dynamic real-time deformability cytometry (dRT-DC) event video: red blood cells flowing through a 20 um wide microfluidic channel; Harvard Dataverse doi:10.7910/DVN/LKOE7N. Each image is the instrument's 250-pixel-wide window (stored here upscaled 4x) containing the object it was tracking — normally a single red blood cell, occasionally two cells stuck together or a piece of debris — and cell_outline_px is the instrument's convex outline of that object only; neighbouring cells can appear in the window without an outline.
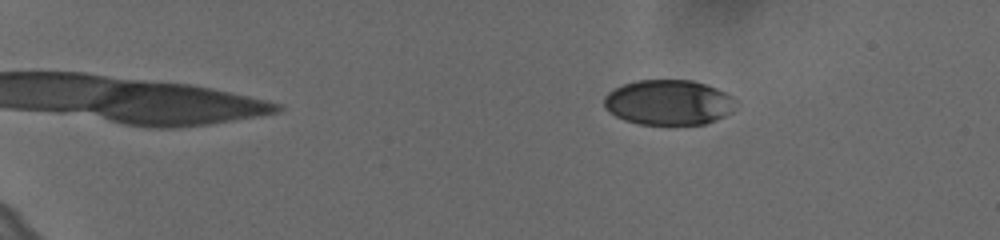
{"species": "human", "species_latin": "Homo sapiens", "temperature_condition": "cold", "stored_images_in_passage": 53, "camera_frame_rate_fps": 3000, "um_per_image_px": 0.085, "donor": {"sex": "female"}, "frame": {"image": 1, "passage_image": 4, "time_ms": 1.0, "image_size_px": [1000, 240], "cell_outline_px": [[732, 112], [716, 120], [704, 124], [640, 124], [624, 120], [616, 116], [604, 104], [604, 96], [608, 92], [624, 84], [636, 80], [692, 80], [716, 88], [732, 96]], "centroid_in_image_um": [56.81, 8.7], "position_along_channel_um": 28.2, "area_um2": 34.22}}
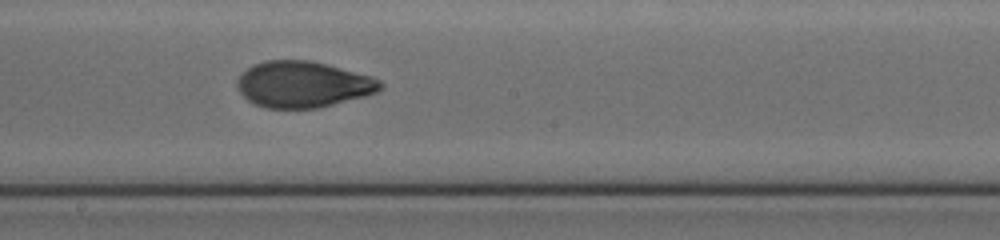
{"frame": {"image": 2, "passage_image": 30, "time_ms": 9.667, "image_size_px": [1000, 240], "cell_outline_px": [[384, 84], [376, 92], [364, 96], [316, 108], [268, 108], [256, 104], [248, 100], [236, 88], [236, 80], [252, 64], [264, 60], [312, 60], [328, 64], [372, 76], [380, 80]], "centroid_in_image_um": [25.74, 7.15], "position_along_channel_um": 222.5, "area_um2": 38.49}}
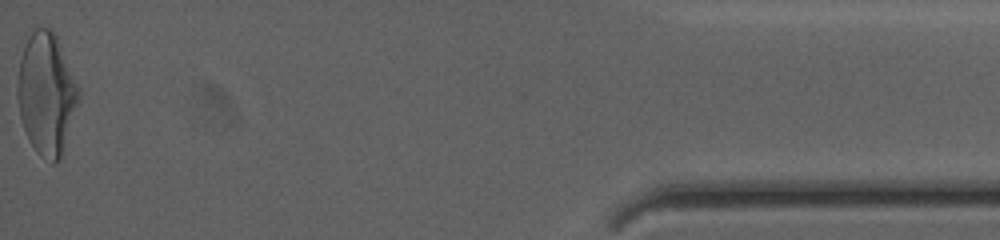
{"frame": {"image": 3, "passage_image": 53, "time_ms": 17.333, "image_size_px": [1000, 240], "cell_outline_px": [[80, 100], [60, 156], [56, 164], [52, 164], [40, 156], [36, 152], [28, 140], [20, 116], [16, 96], [16, 88], [20, 60], [24, 48], [32, 32], [36, 28], [48, 28], [56, 36], [80, 88]], "centroid_in_image_um": [3.95, 8.01], "position_along_channel_um": 431.3, "area_um2": 43.18}, "authors_computed_cell_mechanics": {"area_um2": 38.148, "velocity_mm_per_s": 3.6276, "shape_relaxation_time_tau1_ms": 4.2709, "shape_relaxation_time_tau2_ms": 1.6435, "deformation_change_tau1": 0.1709, "deformation_change_tau2": 0.0601}}